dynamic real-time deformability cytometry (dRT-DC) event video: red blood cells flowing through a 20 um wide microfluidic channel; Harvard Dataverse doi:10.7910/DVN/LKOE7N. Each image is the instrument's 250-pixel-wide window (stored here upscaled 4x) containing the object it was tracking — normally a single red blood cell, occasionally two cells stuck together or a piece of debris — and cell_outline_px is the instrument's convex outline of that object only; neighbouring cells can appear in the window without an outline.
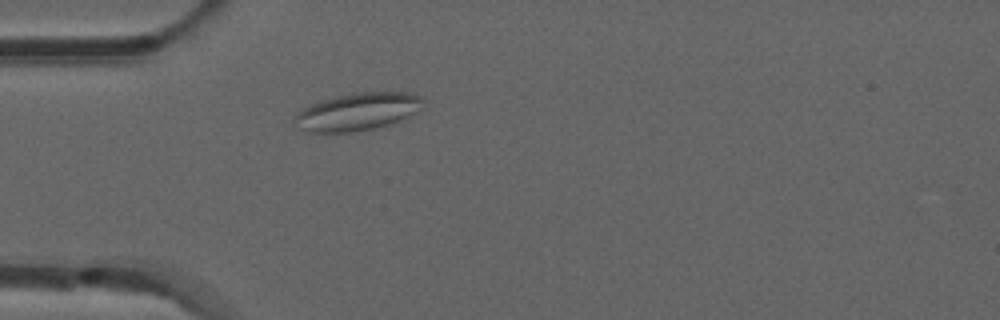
{"species": "common noctule bat (a hibernating species)", "species_latin": "Nyctalus noctula", "temperature_condition": "room temperature", "stored_images_in_passage": 29, "camera_frame_rate_fps": 3000, "um_per_image_px": 0.085, "animal": {"sex": "male", "forearm_length_mm": 52.5}, "frame": {"image": 1, "passage_image": 1, "time_ms": 0.0, "image_size_px": [1000, 320], "cell_outline_px": [[424, 100], [416, 112], [408, 116], [388, 124], [372, 128], [348, 132], [308, 132], [292, 124], [296, 116], [304, 108], [312, 104], [336, 96], [352, 92], [408, 92], [424, 96]], "centroid_in_image_um": [30.39, 9.48], "position_along_channel_um": 54.6, "area_um2": 27.74}}
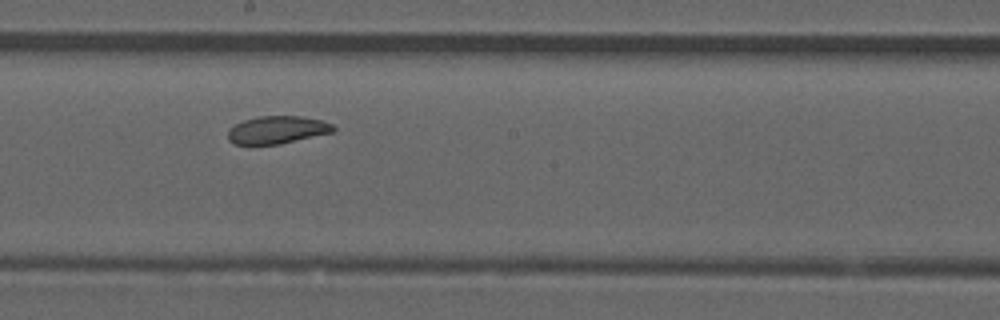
{"frame": {"image": 2, "passage_image": 15, "time_ms": 4.667, "image_size_px": [1000, 320], "cell_outline_px": [[336, 128], [332, 132], [280, 144], [236, 144], [228, 140], [228, 128], [244, 120], [260, 116], [304, 116], [320, 120], [332, 124]], "centroid_in_image_um": [23.55, 11.03], "position_along_channel_um": 224.6, "area_um2": 16.88}}
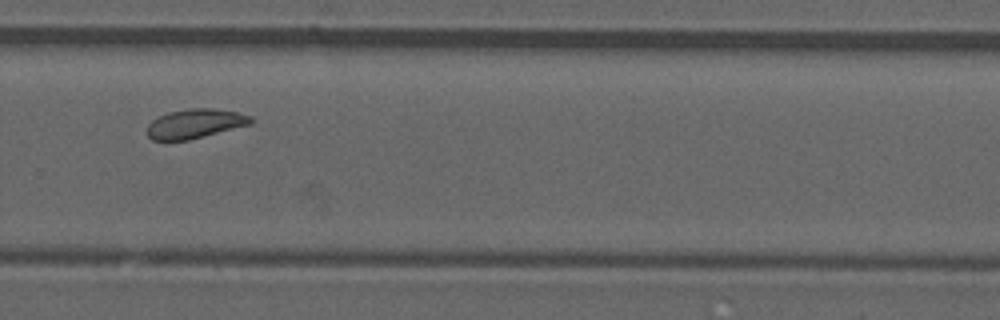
{"frame": {"image": 3, "passage_image": 22, "time_ms": 7.0, "image_size_px": [1000, 320], "cell_outline_px": [[252, 124], [188, 140], [152, 140], [148, 136], [148, 124], [152, 120], [168, 112], [192, 108], [212, 108], [236, 112], [252, 116]], "centroid_in_image_um": [16.59, 10.51], "position_along_channel_um": 313.2, "area_um2": 17.57}, "authors_computed_cell_mechanics": {"area_um2": 17.8602, "velocity_mm_per_s": 3.8044, "shape_relaxation_time_tau1_ms": null, "shape_relaxation_time_tau2_ms": 2.8302, "deformation_change_tau1": null, "deformation_change_tau2": 0.0812}}